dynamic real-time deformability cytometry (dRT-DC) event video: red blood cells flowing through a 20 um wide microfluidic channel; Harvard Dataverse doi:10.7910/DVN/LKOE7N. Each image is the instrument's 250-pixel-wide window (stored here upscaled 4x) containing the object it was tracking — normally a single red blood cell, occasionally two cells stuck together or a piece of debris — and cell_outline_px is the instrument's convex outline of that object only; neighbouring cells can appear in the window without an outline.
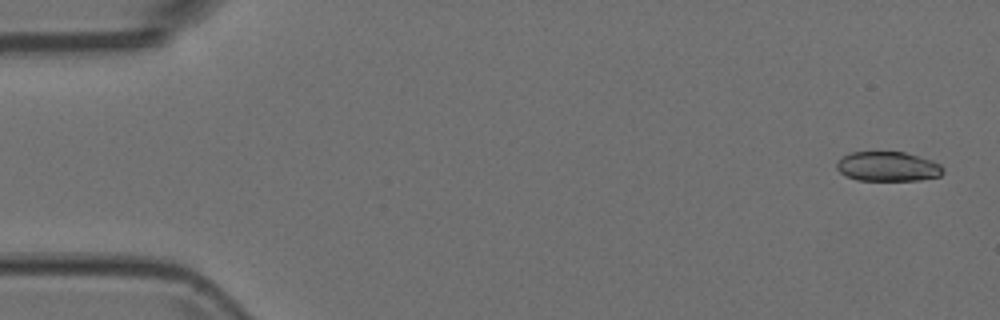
{"species": "Egyptian fruit bat (a non-hibernating species)", "species_latin": "Rousettus aegyptiacus", "temperature_condition": "room temperature", "stored_images_in_passage": 2, "camera_frame_rate_fps": 3000, "um_per_image_px": 0.085, "animal": {"sex": "female"}, "frame": {"image": 1, "passage_image": 1, "time_ms": 0.0, "image_size_px": [1000, 320], "cell_outline_px": [[944, 172], [940, 176], [920, 180], [856, 180], [840, 172], [836, 168], [836, 164], [844, 156], [852, 152], [904, 152], [932, 160], [940, 164], [944, 168]], "centroid_in_image_um": [75.5, 14.16], "position_along_channel_um": 9.5, "area_um2": 18.26}}